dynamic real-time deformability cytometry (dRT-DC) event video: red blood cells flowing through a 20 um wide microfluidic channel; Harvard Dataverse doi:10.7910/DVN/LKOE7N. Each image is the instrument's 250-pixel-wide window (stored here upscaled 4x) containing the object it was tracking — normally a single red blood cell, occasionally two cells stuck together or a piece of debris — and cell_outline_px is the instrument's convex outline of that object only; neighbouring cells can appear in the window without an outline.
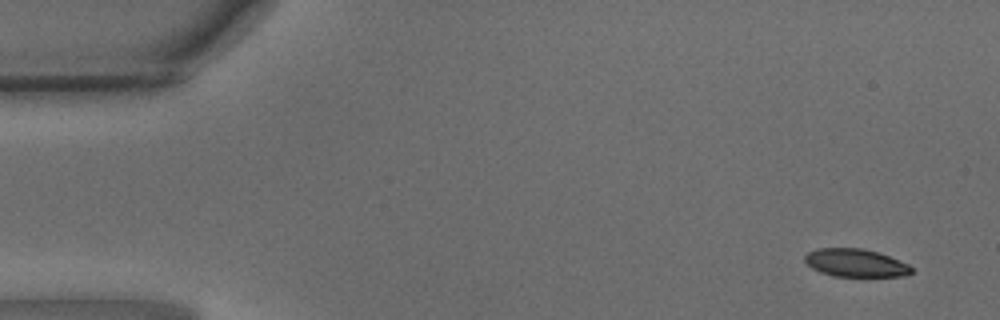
{"species": "common noctule bat (a hibernating species)", "species_latin": "Nyctalus noctula", "temperature_condition": "warm", "stored_images_in_passage": 47, "camera_frame_rate_fps": 3000, "um_per_image_px": 0.085, "animal": {"sex": "male", "body_mass_g": 15.6}, "frame": {"image": 1, "passage_image": 1, "time_ms": 0.0, "image_size_px": [1000, 320], "cell_outline_px": [[912, 272], [904, 276], [832, 276], [820, 272], [812, 268], [804, 260], [804, 256], [808, 252], [820, 248], [860, 248], [876, 252], [900, 260], [908, 264], [912, 268]], "centroid_in_image_um": [72.71, 22.35], "position_along_channel_um": 12.3, "area_um2": 17.22}}
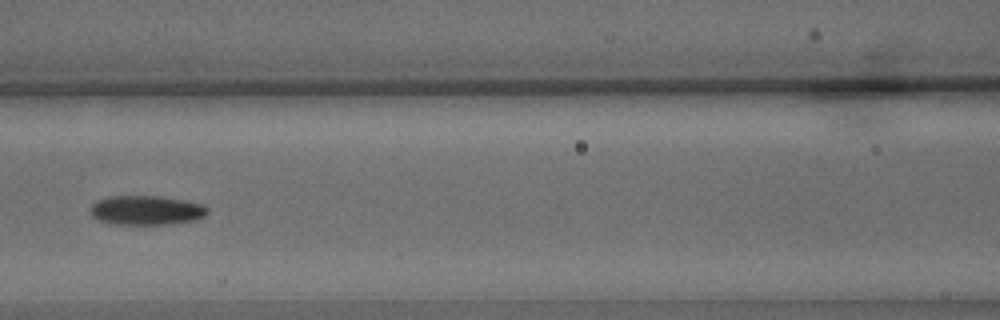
{"frame": {"image": 2, "passage_image": 20, "time_ms": 6.333, "image_size_px": [1000, 320], "cell_outline_px": [[208, 212], [204, 216], [192, 220], [172, 224], [112, 224], [96, 220], [92, 216], [92, 204], [96, 200], [108, 196], [160, 196], [184, 200], [204, 204], [208, 208]], "centroid_in_image_um": [12.43, 17.87], "position_along_channel_um": 154.2, "area_um2": 20.11}}
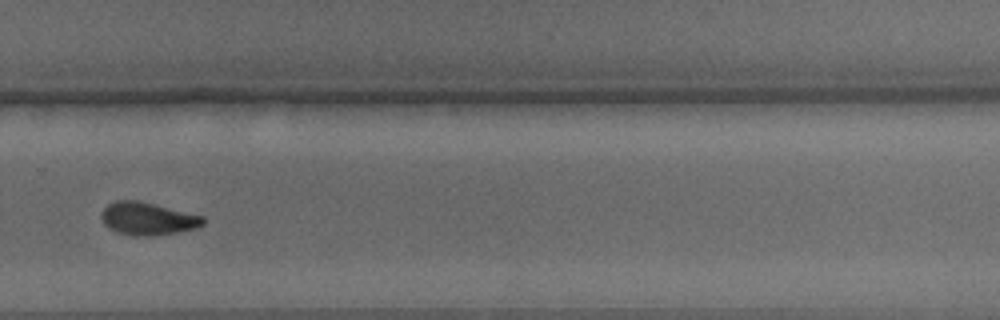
{"frame": {"image": 3, "passage_image": 32, "time_ms": 10.333, "image_size_px": [1000, 320], "cell_outline_px": [[204, 224], [196, 228], [156, 236], [132, 236], [116, 232], [108, 228], [104, 224], [100, 216], [104, 208], [108, 204], [116, 200], [136, 200], [204, 216]], "centroid_in_image_um": [12.52, 18.6], "position_along_channel_um": 317.3, "area_um2": 19.42}, "authors_computed_cell_mechanics": {"area_um2": 19.2474, "velocity_mm_per_s": 4.0879, "shape_relaxation_time_tau1_ms": 2.1623, "shape_relaxation_time_tau2_ms": 3.1581, "deformation_change_tau1": 0.1297, "deformation_change_tau2": 0.0853}}